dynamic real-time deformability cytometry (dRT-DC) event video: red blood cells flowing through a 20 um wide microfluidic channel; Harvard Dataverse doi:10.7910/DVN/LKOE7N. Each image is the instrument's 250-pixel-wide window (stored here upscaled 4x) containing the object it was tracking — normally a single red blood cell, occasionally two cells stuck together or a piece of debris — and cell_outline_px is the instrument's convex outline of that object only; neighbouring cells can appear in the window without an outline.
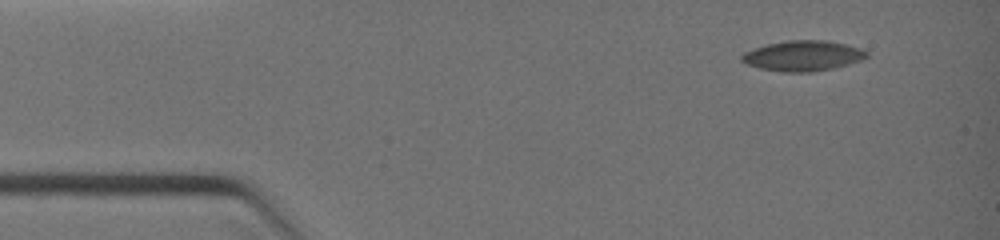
{"species": "common noctule bat (a hibernating species)", "species_latin": "Nyctalus noctula", "temperature_condition": "warm", "stored_images_in_passage": 4, "segment_of_instrument_passage": [2, 2], "camera_frame_rate_fps": 3000, "um_per_image_px": 0.085, "animal": {"sex": "female", "body_mass_g": 19.0, "forearm_length_mm": 51.5}, "frame": {"image": 1, "passage_image": 4, "time_ms": 3.333, "image_size_px": [1000, 240], "cell_outline_px": [[868, 56], [860, 60], [848, 64], [832, 68], [812, 72], [780, 72], [760, 68], [748, 64], [740, 60], [740, 56], [744, 52], [768, 44], [788, 40], [828, 40], [848, 44], [860, 48], [868, 52]], "centroid_in_image_um": [68.26, 4.74], "position_along_channel_um": 16.7, "area_um2": 22.08}}